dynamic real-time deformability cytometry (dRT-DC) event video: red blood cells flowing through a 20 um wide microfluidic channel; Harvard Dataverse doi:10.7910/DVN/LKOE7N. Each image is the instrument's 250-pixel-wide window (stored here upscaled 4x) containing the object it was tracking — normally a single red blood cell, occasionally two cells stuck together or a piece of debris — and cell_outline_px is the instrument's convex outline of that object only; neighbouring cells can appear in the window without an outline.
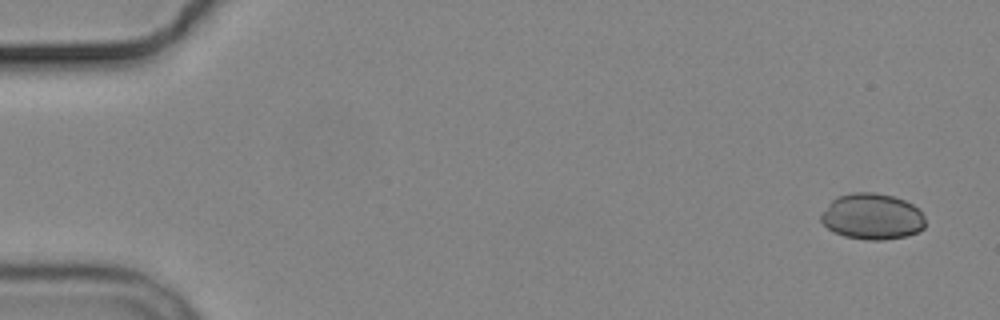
{"species": "common noctule bat (a hibernating species)", "species_latin": "Nyctalus noctula", "temperature_condition": "cold", "stored_images_in_passage": 4, "segment_of_instrument_passage": [2, 2], "camera_frame_rate_fps": 3000, "um_per_image_px": 0.085, "animal": {"sex": "male", "body_mass_g": 19.2, "forearm_length_mm": 51.8}, "frame": {"image": 1, "passage_image": 4, "time_ms": 3.667, "image_size_px": [1000, 320], "cell_outline_px": [[924, 228], [908, 236], [884, 240], [868, 240], [844, 236], [828, 228], [820, 220], [820, 216], [828, 204], [836, 196], [852, 192], [872, 192], [892, 196], [904, 200], [912, 204], [924, 216]], "centroid_in_image_um": [74.12, 18.4], "position_along_channel_um": 10.9, "area_um2": 27.92}}